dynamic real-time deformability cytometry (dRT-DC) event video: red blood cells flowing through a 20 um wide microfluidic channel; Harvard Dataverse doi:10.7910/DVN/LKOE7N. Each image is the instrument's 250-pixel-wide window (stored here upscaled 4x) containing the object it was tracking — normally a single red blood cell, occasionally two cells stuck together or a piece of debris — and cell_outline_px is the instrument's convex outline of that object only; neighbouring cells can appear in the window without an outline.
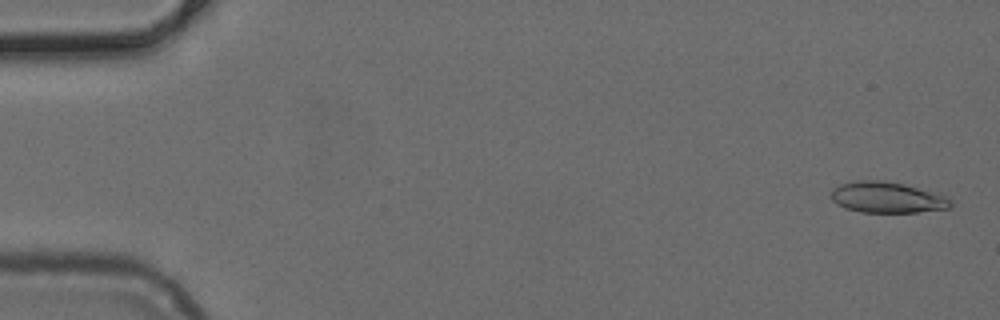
{"species": "common noctule bat (a hibernating species)", "species_latin": "Nyctalus noctula", "temperature_condition": "cold", "stored_images_in_passage": 20, "camera_frame_rate_fps": 3000, "um_per_image_px": 0.085, "animal": {"sex": "female", "body_mass_g": 24.6, "forearm_length_mm": 56.2}, "frame": {"image": 1, "passage_image": 2, "time_ms": 0.333, "image_size_px": [1000, 320], "cell_outline_px": [[952, 204], [948, 208], [916, 212], [860, 212], [844, 208], [836, 204], [832, 200], [832, 188], [840, 184], [856, 180], [884, 180], [904, 184], [940, 192], [948, 196], [952, 200]], "centroid_in_image_um": [75.44, 16.77], "position_along_channel_um": 9.6, "area_um2": 21.96}}
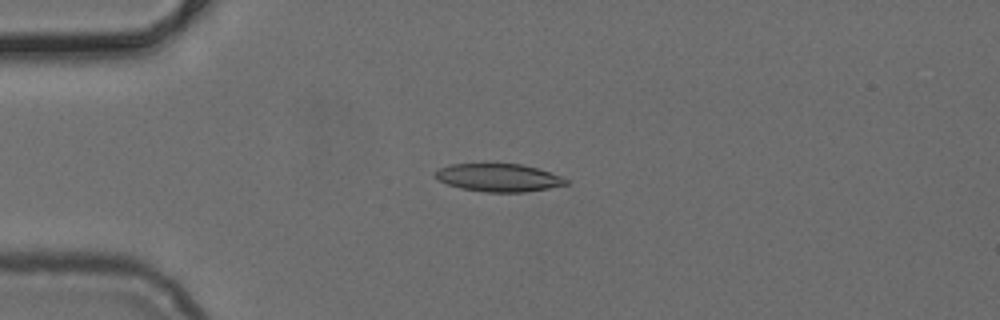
{"frame": {"image": 2, "passage_image": 13, "time_ms": 4.0, "image_size_px": [1000, 320], "cell_outline_px": [[568, 184], [548, 188], [524, 192], [484, 192], [460, 188], [448, 184], [432, 176], [440, 168], [452, 164], [520, 164], [536, 168], [560, 176], [568, 180]], "centroid_in_image_um": [42.36, 15.11], "position_along_channel_um": 42.6, "area_um2": 20.98}}
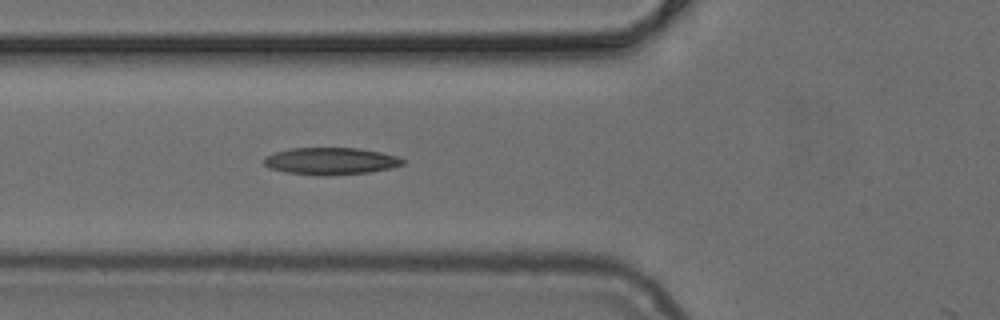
{"frame": {"image": 3, "passage_image": 19, "time_ms": 6.0, "image_size_px": [1000, 320], "cell_outline_px": [[404, 164], [392, 168], [372, 172], [328, 176], [288, 172], [268, 168], [264, 164], [264, 156], [276, 152], [292, 148], [360, 148], [380, 152], [396, 156], [404, 160]], "centroid_in_image_um": [28.13, 13.69], "position_along_channel_um": 97.7, "area_um2": 21.91}}